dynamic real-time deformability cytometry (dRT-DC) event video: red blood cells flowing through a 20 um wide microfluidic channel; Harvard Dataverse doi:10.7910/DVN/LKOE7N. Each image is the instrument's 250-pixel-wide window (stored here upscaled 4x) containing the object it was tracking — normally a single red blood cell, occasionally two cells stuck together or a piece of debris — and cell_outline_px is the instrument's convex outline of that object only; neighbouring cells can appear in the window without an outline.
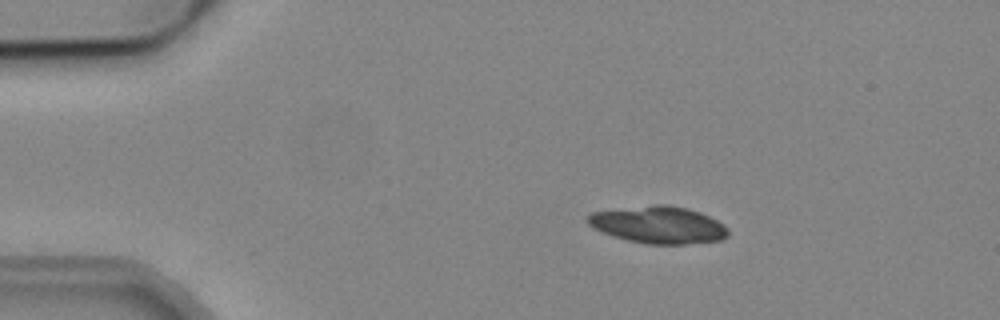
{"species": "common noctule bat (a hibernating species)", "species_latin": "Nyctalus noctula", "temperature_condition": "cold", "stored_images_in_passage": 16, "camera_frame_rate_fps": 3000, "um_per_image_px": 0.085, "animal": {"sex": "male", "body_mass_g": 19.2, "forearm_length_mm": 51.8}, "frame": {"image": 1, "passage_image": 10, "time_ms": 3.0, "image_size_px": [1000, 320], "cell_outline_px": [[728, 236], [720, 240], [684, 244], [644, 244], [628, 240], [592, 228], [584, 220], [592, 212], [656, 204], [668, 204], [688, 208], [700, 212], [724, 224], [728, 228]], "centroid_in_image_um": [55.97, 19.11], "position_along_channel_um": 29.0, "area_um2": 30.35}}